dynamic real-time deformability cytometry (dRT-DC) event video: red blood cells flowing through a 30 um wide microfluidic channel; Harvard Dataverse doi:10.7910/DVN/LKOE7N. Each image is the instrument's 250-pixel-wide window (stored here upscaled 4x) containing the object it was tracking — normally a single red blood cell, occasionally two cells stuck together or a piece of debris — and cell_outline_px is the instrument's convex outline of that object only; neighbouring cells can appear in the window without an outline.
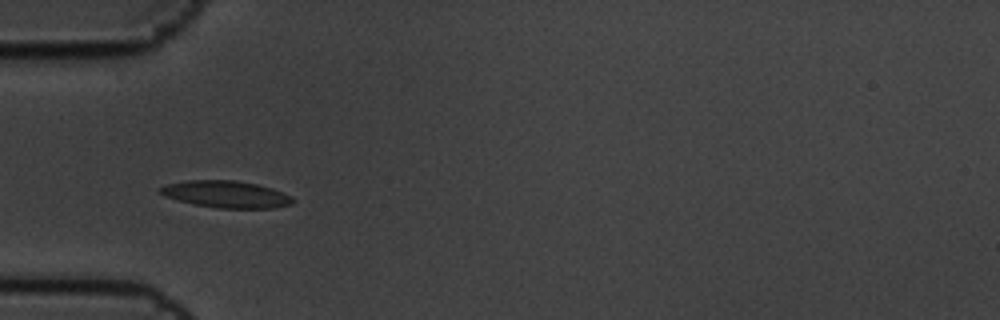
{"species": "common noctule bat (a hibernating species)", "species_latin": "Nyctalus noctula", "temperature_condition": "cold", "stored_images_in_passage": 5, "camera_frame_rate_fps": 3000, "um_per_image_px": 0.085, "animal": {"sex": "male", "body_mass_g": 19.5, "forearm_length_mm": 54.6}, "frame": {"image": 1, "passage_image": 4, "time_ms": 1.0, "image_size_px": [1000, 320], "cell_outline_px": [[296, 200], [292, 204], [272, 208], [216, 208], [196, 204], [164, 196], [156, 188], [168, 184], [188, 180], [236, 180], [256, 184], [272, 188], [292, 196]], "centroid_in_image_um": [19.25, 16.51], "position_along_channel_um": 65.8, "area_um2": 20.75}}
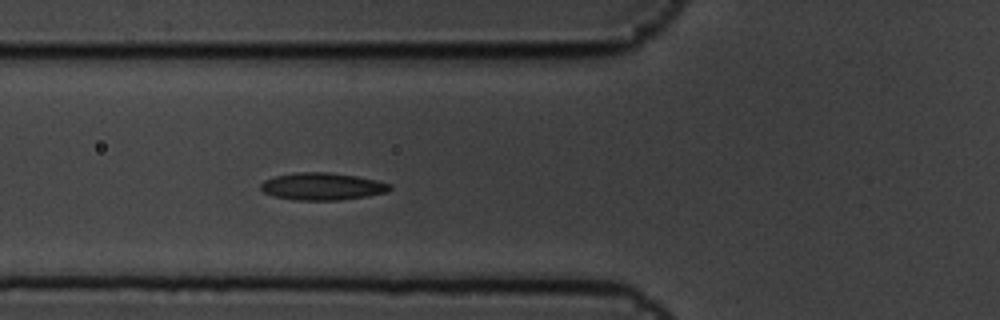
{"frame": {"image": 2, "passage_image": 5, "time_ms": 1.333, "image_size_px": [1000, 320], "cell_outline_px": [[392, 188], [388, 192], [368, 196], [340, 200], [296, 200], [272, 196], [264, 192], [260, 188], [260, 184], [264, 180], [276, 176], [296, 172], [328, 172], [356, 176], [376, 180], [392, 184]], "centroid_in_image_um": [27.4, 15.85], "position_along_channel_um": 98.4, "area_um2": 20.63}}